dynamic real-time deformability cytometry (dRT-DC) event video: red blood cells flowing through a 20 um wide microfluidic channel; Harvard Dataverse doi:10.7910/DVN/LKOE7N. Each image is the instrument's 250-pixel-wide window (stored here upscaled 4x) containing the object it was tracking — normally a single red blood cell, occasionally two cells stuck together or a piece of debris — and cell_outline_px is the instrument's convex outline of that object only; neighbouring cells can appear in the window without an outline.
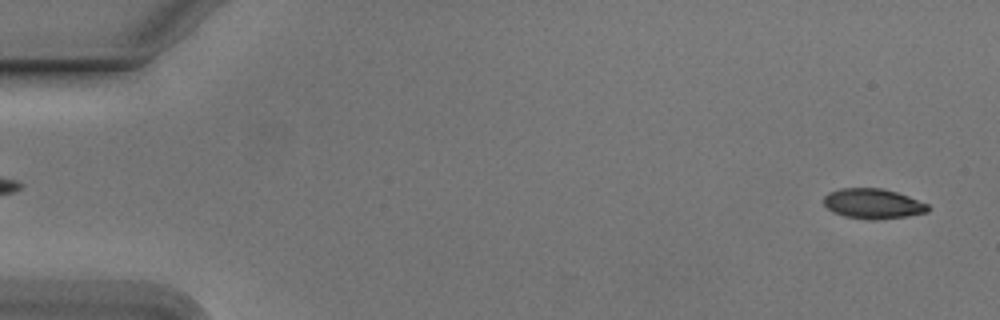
{"species": "Egyptian fruit bat (a non-hibernating species)", "species_latin": "Rousettus aegyptiacus", "temperature_condition": "cold", "stored_images_in_passage": 52, "camera_frame_rate_fps": 3000, "um_per_image_px": 0.085, "animal": {"sex": "male"}, "frame": {"image": 1, "passage_image": 2, "time_ms": 0.333, "image_size_px": [1000, 320], "cell_outline_px": [[928, 212], [904, 216], [872, 220], [868, 220], [844, 216], [832, 212], [824, 204], [824, 196], [828, 192], [840, 188], [880, 188], [896, 192], [908, 196], [928, 204]], "centroid_in_image_um": [74.16, 17.31], "position_along_channel_um": 10.8, "area_um2": 18.15}}
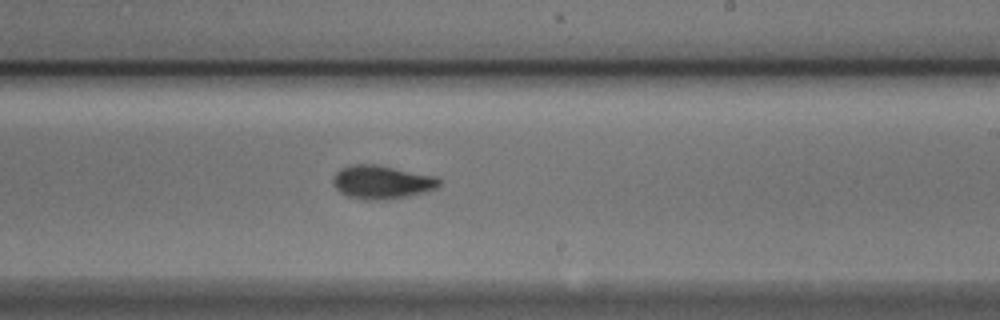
{"frame": {"image": 2, "passage_image": 32, "time_ms": 10.333, "image_size_px": [1000, 320], "cell_outline_px": [[440, 184], [436, 188], [424, 192], [408, 196], [384, 200], [364, 200], [348, 196], [340, 192], [336, 188], [332, 180], [332, 176], [340, 168], [352, 164], [376, 164], [436, 176], [440, 180]], "centroid_in_image_um": [32.43, 15.47], "position_along_channel_um": 256.6, "area_um2": 20.81}}
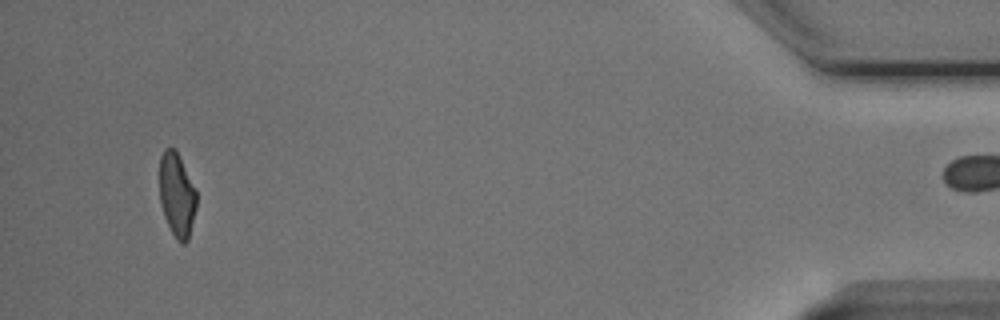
{"frame": {"image": 3, "passage_image": 51, "time_ms": 16.667, "image_size_px": [1000, 320], "cell_outline_px": [[196, 208], [188, 240], [184, 244], [180, 244], [176, 240], [164, 216], [160, 204], [160, 156], [164, 148], [176, 148], [196, 188]], "centroid_in_image_um": [15.04, 16.54], "position_along_channel_um": 420.2, "area_um2": 18.32}}